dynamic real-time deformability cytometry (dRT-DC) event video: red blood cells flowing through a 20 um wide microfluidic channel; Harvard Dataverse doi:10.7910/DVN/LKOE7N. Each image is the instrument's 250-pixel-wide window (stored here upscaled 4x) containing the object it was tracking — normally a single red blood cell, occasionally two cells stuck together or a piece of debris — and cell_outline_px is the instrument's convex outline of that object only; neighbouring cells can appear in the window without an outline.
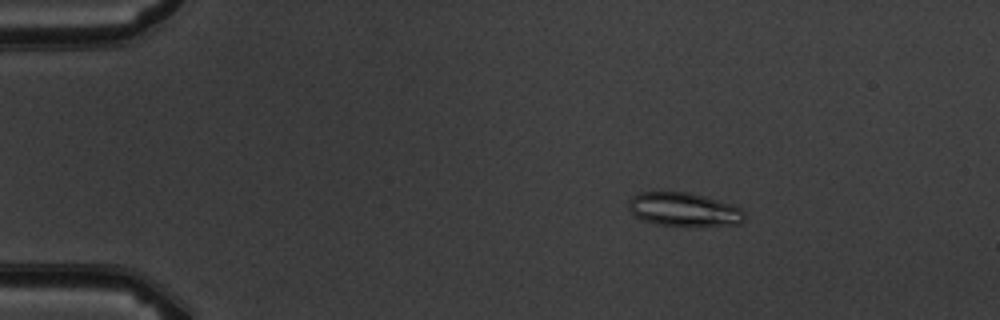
{"species": "common noctule bat (a hibernating species)", "species_latin": "Nyctalus noctula", "temperature_condition": "warm", "stored_images_in_passage": 3, "camera_frame_rate_fps": 3000, "um_per_image_px": 0.085, "animal": {"sex": "male", "body_mass_g": 19.5, "forearm_length_mm": 54.6}, "frame": {"image": 1, "passage_image": 1, "time_ms": 0.0, "image_size_px": [1000, 320], "cell_outline_px": [[748, 216], [740, 224], [700, 228], [684, 228], [656, 224], [644, 220], [636, 216], [628, 208], [628, 200], [636, 192], [688, 192], [704, 196], [740, 208]], "centroid_in_image_um": [58.15, 17.86], "position_along_channel_um": 26.8, "area_um2": 23.52}}